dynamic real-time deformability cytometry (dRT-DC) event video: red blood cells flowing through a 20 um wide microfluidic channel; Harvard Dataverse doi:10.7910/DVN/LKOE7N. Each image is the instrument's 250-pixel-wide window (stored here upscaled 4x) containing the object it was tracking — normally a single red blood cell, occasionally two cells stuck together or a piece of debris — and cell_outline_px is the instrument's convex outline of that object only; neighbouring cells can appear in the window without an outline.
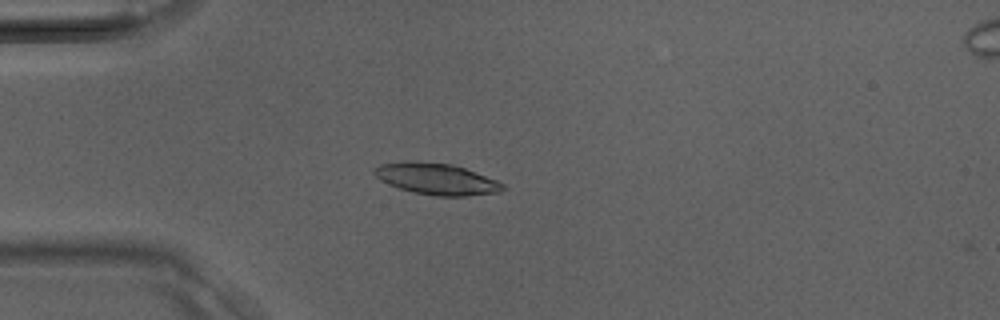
{"species": "Egyptian fruit bat (a non-hibernating species)", "species_latin": "Rousettus aegyptiacus", "temperature_condition": "room temperature", "stored_images_in_passage": 40, "camera_frame_rate_fps": 3000, "um_per_image_px": 0.085, "animal": {"sex": "male"}, "frame": {"image": 1, "passage_image": 11, "time_ms": 3.333, "image_size_px": [1000, 320], "cell_outline_px": [[504, 188], [500, 192], [464, 196], [436, 196], [412, 192], [388, 184], [380, 180], [372, 172], [372, 168], [380, 164], [452, 164], [464, 168], [496, 180], [504, 184]], "centroid_in_image_um": [37.13, 15.26], "position_along_channel_um": 47.9, "area_um2": 22.48}}
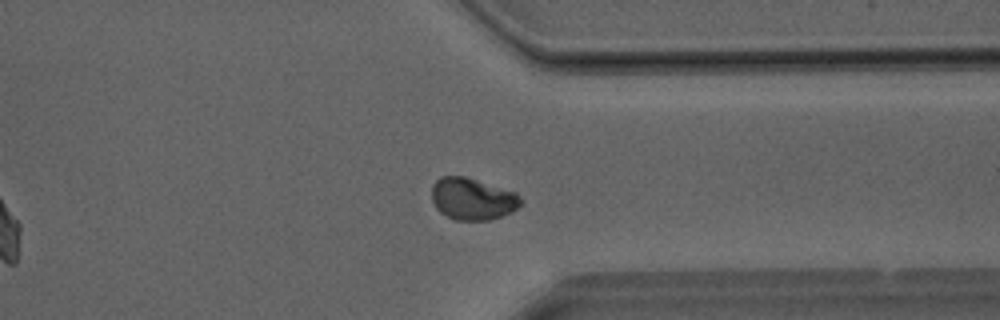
{"frame": {"image": 2, "passage_image": 31, "time_ms": 10.0, "image_size_px": [1000, 320], "cell_outline_px": [[524, 200], [512, 212], [488, 220], [456, 220], [440, 212], [436, 208], [432, 200], [432, 184], [440, 176], [464, 176], [516, 192]], "centroid_in_image_um": [40.15, 16.9], "position_along_channel_um": 371.2, "area_um2": 21.73}}
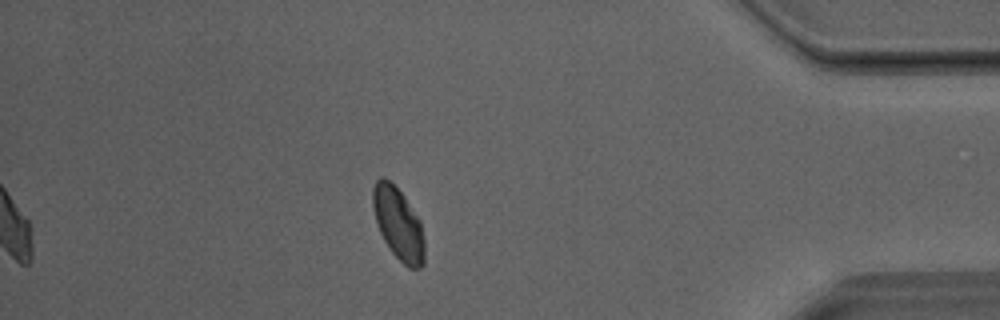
{"frame": {"image": 3, "passage_image": 35, "time_ms": 11.333, "image_size_px": [1000, 320], "cell_outline_px": [[424, 264], [420, 268], [408, 268], [392, 252], [384, 240], [380, 232], [372, 208], [372, 188], [376, 180], [380, 176], [384, 176], [404, 196], [420, 220], [424, 240]], "centroid_in_image_um": [33.85, 19.01], "position_along_channel_um": 401.4, "area_um2": 21.62}}